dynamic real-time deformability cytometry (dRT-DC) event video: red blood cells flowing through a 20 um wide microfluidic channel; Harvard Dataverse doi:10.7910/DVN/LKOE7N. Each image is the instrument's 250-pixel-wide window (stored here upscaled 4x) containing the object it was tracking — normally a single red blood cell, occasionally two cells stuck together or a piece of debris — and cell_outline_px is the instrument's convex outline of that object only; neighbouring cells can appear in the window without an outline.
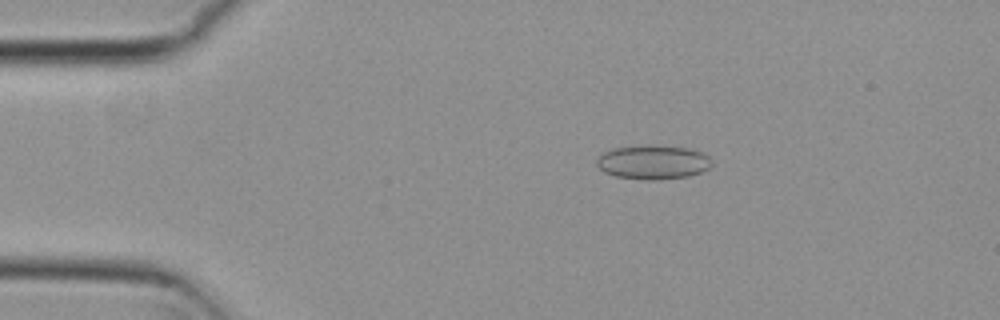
{"species": "common noctule bat (a hibernating species)", "species_latin": "Nyctalus noctula", "temperature_condition": "cold", "stored_images_in_passage": 6, "camera_frame_rate_fps": 3000, "um_per_image_px": 0.085, "animal": {"sex": "female", "body_mass_g": 29.2, "forearm_length_mm": 56.3}, "frame": {"image": 1, "passage_image": 3, "time_ms": 0.667, "image_size_px": [1000, 320], "cell_outline_px": [[712, 164], [708, 168], [700, 172], [688, 176], [616, 176], [604, 172], [596, 164], [596, 160], [604, 152], [612, 148], [648, 144], [656, 144], [688, 148], [700, 152], [708, 156], [712, 160]], "centroid_in_image_um": [55.5, 13.69], "position_along_channel_um": 29.5, "area_um2": 21.85}}
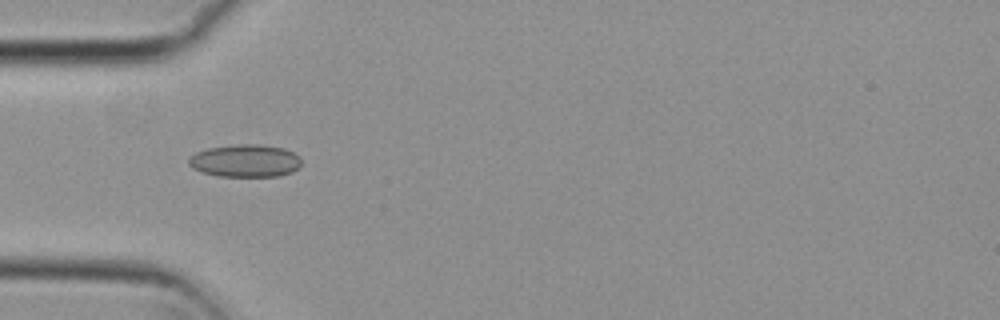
{"frame": {"image": 2, "passage_image": 5, "time_ms": 1.333, "image_size_px": [1000, 320], "cell_outline_px": [[300, 168], [292, 172], [280, 176], [216, 176], [200, 172], [192, 168], [188, 164], [188, 156], [196, 152], [208, 148], [236, 144], [260, 144], [284, 148], [300, 156]], "centroid_in_image_um": [20.83, 13.67], "position_along_channel_um": 64.2, "area_um2": 21.73}}
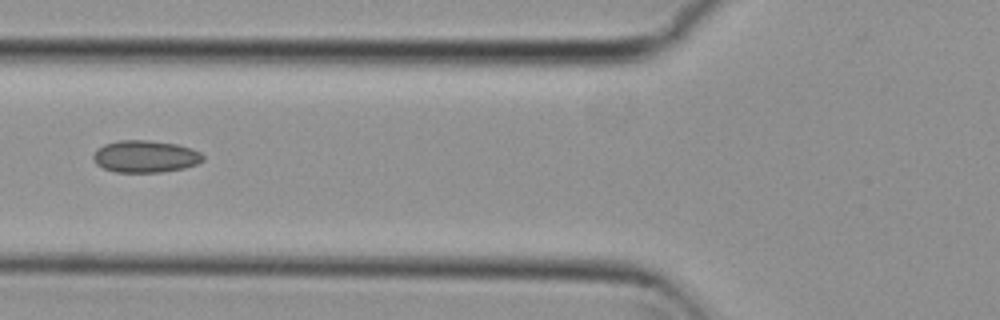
{"frame": {"image": 3, "passage_image": 6, "time_ms": 1.667, "image_size_px": [1000, 320], "cell_outline_px": [[204, 160], [196, 164], [184, 168], [160, 172], [116, 172], [104, 168], [96, 164], [92, 160], [92, 156], [96, 148], [104, 144], [120, 140], [148, 140], [176, 144], [192, 148], [200, 152], [204, 156]], "centroid_in_image_um": [12.33, 13.29], "position_along_channel_um": 113.5, "area_um2": 20.63}}